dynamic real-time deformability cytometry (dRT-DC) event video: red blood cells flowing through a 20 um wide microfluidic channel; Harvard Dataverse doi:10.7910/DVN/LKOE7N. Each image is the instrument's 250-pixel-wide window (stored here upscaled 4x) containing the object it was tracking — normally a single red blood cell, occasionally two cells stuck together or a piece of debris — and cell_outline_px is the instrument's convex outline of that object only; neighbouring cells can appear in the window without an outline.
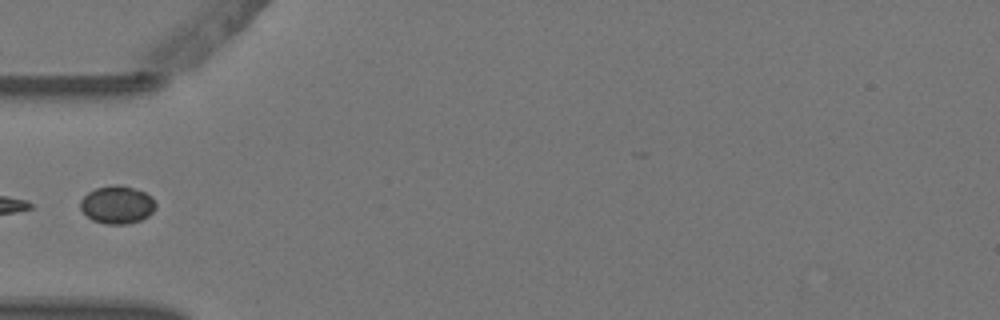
{"species": "Egyptian fruit bat (a non-hibernating species)", "species_latin": "Rousettus aegyptiacus", "temperature_condition": "warm", "stored_images_in_passage": 5, "segment_of_instrument_passage": [2, 2], "camera_frame_rate_fps": 3000, "um_per_image_px": 0.085, "animal": {"sex": "female"}, "frame": {"image": 1, "passage_image": 4, "time_ms": 1.0, "image_size_px": [1000, 320], "cell_outline_px": [[156, 208], [148, 216], [140, 220], [128, 224], [104, 224], [92, 220], [80, 208], [80, 200], [88, 192], [96, 188], [112, 184], [120, 184], [144, 192], [152, 196], [156, 204]], "centroid_in_image_um": [9.96, 17.4], "position_along_channel_um": 75.0, "area_um2": 16.7}}
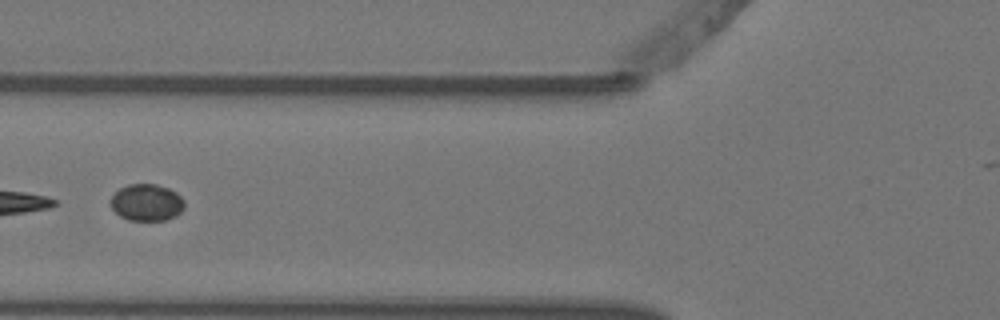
{"frame": {"image": 2, "passage_image": 5, "time_ms": 1.333, "image_size_px": [1000, 320], "cell_outline_px": [[184, 208], [176, 216], [164, 220], [128, 220], [120, 216], [112, 208], [112, 196], [120, 188], [128, 184], [156, 184], [168, 188], [176, 192], [184, 200]], "centroid_in_image_um": [12.49, 17.21], "position_along_channel_um": 113.3, "area_um2": 15.72}}